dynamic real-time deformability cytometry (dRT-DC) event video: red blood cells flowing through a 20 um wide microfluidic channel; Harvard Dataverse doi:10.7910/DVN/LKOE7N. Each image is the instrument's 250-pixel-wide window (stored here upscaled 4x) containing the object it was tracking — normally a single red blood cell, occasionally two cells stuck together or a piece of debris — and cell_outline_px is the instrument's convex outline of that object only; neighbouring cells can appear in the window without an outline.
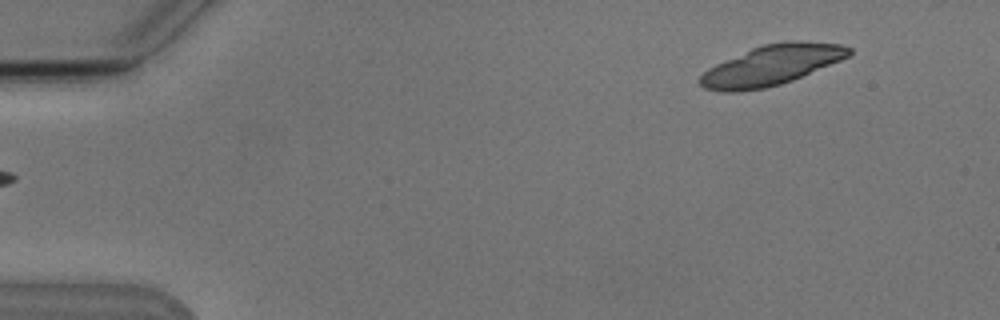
{"species": "Egyptian fruit bat (a non-hibernating species)", "species_latin": "Rousettus aegyptiacus", "temperature_condition": "cold", "stored_images_in_passage": 5, "segment_of_instrument_passage": [1, 2], "camera_frame_rate_fps": 3000, "um_per_image_px": 0.085, "animal": {"sex": "male"}, "frame": {"image": 1, "passage_image": 1, "time_ms": 0.0, "image_size_px": [1000, 320], "cell_outline_px": [[852, 52], [848, 56], [840, 60], [792, 80], [780, 84], [764, 88], [736, 92], [720, 92], [704, 88], [700, 84], [700, 76], [708, 68], [716, 64], [752, 48], [764, 44], [792, 40], [840, 44], [852, 48]], "centroid_in_image_um": [65.56, 5.54], "position_along_channel_um": 19.4, "area_um2": 34.39}}